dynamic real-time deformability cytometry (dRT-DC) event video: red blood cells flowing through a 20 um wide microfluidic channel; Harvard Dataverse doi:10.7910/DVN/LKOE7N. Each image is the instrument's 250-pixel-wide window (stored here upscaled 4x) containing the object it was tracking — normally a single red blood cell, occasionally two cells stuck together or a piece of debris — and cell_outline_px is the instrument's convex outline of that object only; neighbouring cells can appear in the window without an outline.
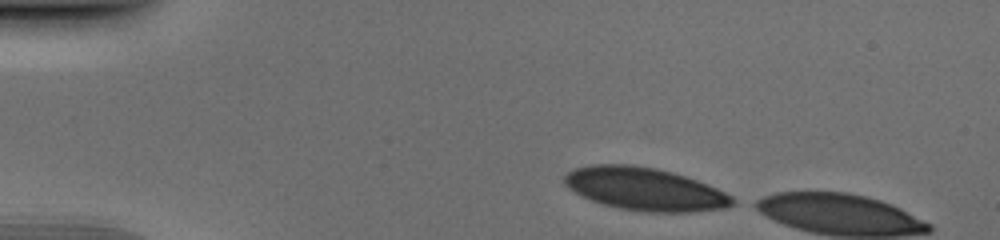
{"species": "human", "species_latin": "Homo sapiens", "temperature_condition": "cold", "stored_images_in_passage": 5, "camera_frame_rate_fps": 3000, "um_per_image_px": 0.085, "donor": {"sex": "male"}, "frame": {"image": 1, "passage_image": 1, "time_ms": 0.0, "image_size_px": [1000, 240], "cell_outline_px": [[740, 200], [736, 204], [724, 208], [692, 212], [648, 212], [620, 208], [604, 204], [580, 196], [568, 188], [564, 184], [564, 176], [568, 172], [576, 168], [592, 164], [632, 164], [656, 168], [672, 172], [696, 180], [716, 188]], "centroid_in_image_um": [54.83, 16.07], "position_along_channel_um": 30.2, "area_um2": 42.02}}